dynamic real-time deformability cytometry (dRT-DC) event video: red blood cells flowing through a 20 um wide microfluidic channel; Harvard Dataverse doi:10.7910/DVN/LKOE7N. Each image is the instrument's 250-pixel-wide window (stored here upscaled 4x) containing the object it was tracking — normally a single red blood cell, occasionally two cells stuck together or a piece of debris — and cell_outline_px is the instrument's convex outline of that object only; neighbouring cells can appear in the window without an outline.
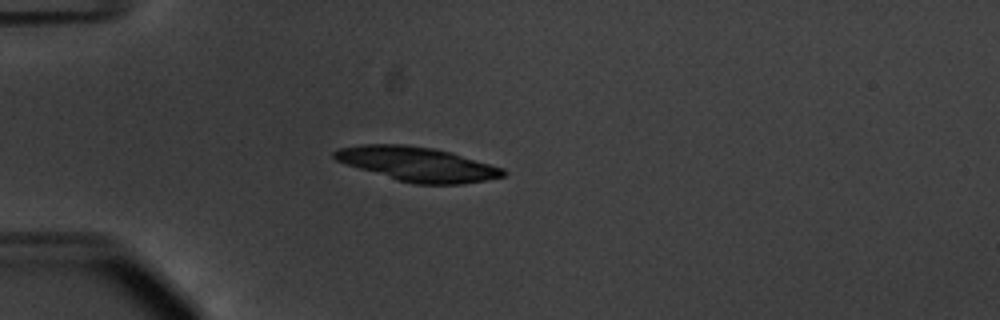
{"species": "common noctule bat (a hibernating species)", "species_latin": "Nyctalus noctula", "temperature_condition": "warm", "stored_images_in_passage": 42, "camera_frame_rate_fps": 3000, "um_per_image_px": 0.085, "animal": {"sex": "male", "body_mass_g": 20.1, "forearm_length_mm": 53.5}, "frame": {"image": 1, "passage_image": 3, "time_ms": 0.667, "image_size_px": [1000, 320], "cell_outline_px": [[508, 172], [504, 176], [484, 180], [460, 184], [416, 184], [396, 180], [336, 160], [332, 156], [332, 152], [336, 148], [364, 144], [408, 144], [432, 148], [452, 152], [504, 168]], "centroid_in_image_um": [35.49, 13.93], "position_along_channel_um": 49.5, "area_um2": 33.7}}